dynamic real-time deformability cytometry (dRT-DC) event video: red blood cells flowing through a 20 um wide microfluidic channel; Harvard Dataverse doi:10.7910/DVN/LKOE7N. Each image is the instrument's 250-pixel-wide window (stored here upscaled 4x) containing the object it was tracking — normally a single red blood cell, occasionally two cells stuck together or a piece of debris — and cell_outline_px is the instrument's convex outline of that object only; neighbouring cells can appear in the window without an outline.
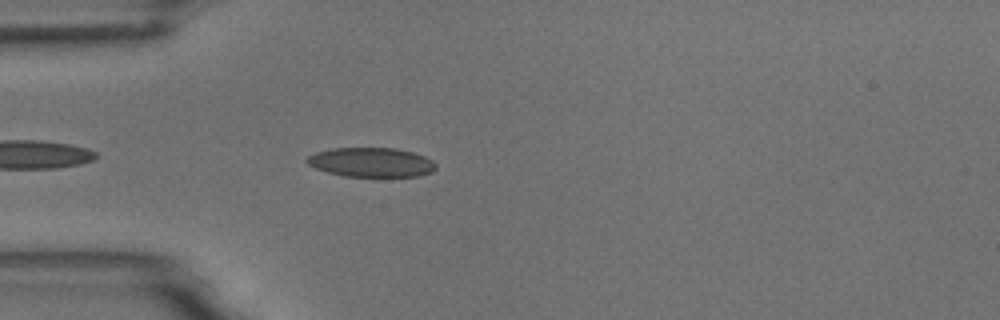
{"species": "common noctule bat (a hibernating species)", "species_latin": "Nyctalus noctula", "temperature_condition": "room temperature", "stored_images_in_passage": 2, "camera_frame_rate_fps": 3000, "um_per_image_px": 0.085, "animal": {"sex": "male", "body_mass_g": 18.8}, "frame": {"image": 1, "passage_image": 2, "time_ms": 1.333, "image_size_px": [1000, 320], "cell_outline_px": [[436, 168], [432, 172], [420, 176], [344, 176], [328, 172], [316, 168], [308, 164], [304, 160], [308, 156], [316, 152], [332, 148], [396, 148], [412, 152], [424, 156], [432, 160], [436, 164]], "centroid_in_image_um": [31.56, 13.79], "position_along_channel_um": 53.4, "area_um2": 22.02}}